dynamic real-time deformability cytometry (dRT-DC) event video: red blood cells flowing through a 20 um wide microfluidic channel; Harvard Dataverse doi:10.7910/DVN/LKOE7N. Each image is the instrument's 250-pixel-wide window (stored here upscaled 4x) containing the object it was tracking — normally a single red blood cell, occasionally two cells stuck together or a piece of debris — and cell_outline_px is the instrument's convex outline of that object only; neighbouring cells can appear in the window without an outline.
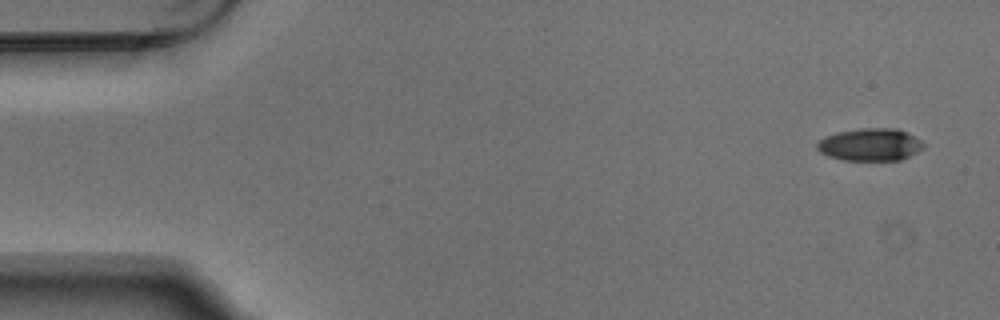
{"species": "Egyptian fruit bat (a non-hibernating species)", "species_latin": "Rousettus aegyptiacus", "temperature_condition": "warm", "stored_images_in_passage": 4, "camera_frame_rate_fps": 3000, "um_per_image_px": 0.085, "animal": {"sex": "male"}, "frame": {"image": 1, "passage_image": 1, "time_ms": 0.0, "image_size_px": [1000, 320], "cell_outline_px": [[924, 148], [900, 160], [840, 160], [828, 156], [820, 152], [816, 148], [816, 144], [824, 136], [836, 132], [864, 128], [896, 128], [908, 132], [920, 140], [924, 144]], "centroid_in_image_um": [73.94, 12.29], "position_along_channel_um": 11.1, "area_um2": 20.23}}
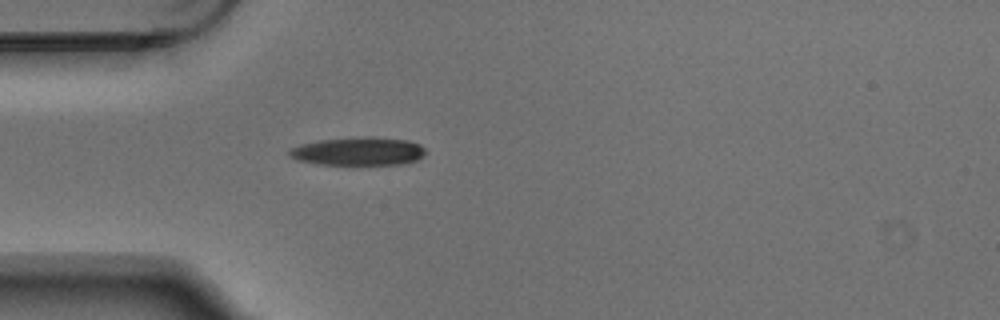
{"frame": {"image": 2, "passage_image": 4, "time_ms": 1.0, "image_size_px": [1000, 320], "cell_outline_px": [[428, 152], [424, 156], [416, 160], [400, 164], [356, 168], [316, 164], [296, 160], [288, 156], [288, 148], [300, 144], [320, 140], [364, 136], [372, 136], [408, 140], [420, 144]], "centroid_in_image_um": [30.44, 12.91], "position_along_channel_um": 54.6, "area_um2": 23.93}}